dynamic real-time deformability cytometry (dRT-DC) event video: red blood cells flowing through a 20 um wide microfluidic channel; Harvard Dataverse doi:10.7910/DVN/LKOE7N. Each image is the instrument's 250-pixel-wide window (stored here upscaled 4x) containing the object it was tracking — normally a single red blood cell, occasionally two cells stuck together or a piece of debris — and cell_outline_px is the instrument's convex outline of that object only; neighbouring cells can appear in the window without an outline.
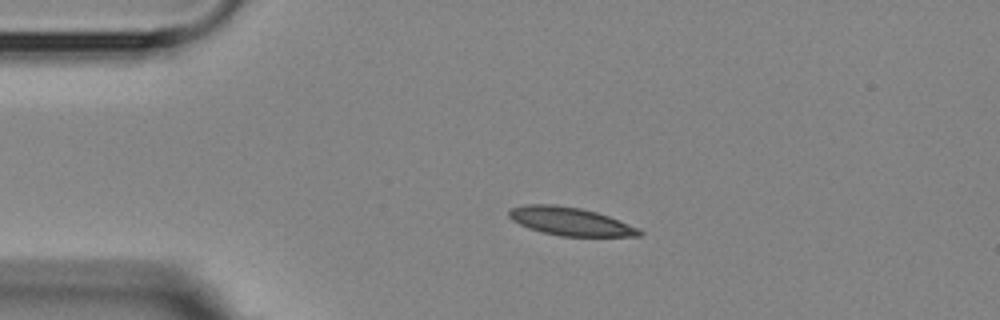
{"species": "Egyptian fruit bat (a non-hibernating species)", "species_latin": "Rousettus aegyptiacus", "temperature_condition": "room temperature", "stored_images_in_passage": 3, "camera_frame_rate_fps": 3000, "um_per_image_px": 0.085, "animal": {"sex": "female"}, "frame": {"image": 1, "passage_image": 1, "time_ms": 0.0, "image_size_px": [1000, 320], "cell_outline_px": [[644, 232], [640, 236], [560, 236], [528, 228], [512, 220], [508, 216], [508, 212], [512, 208], [524, 204], [556, 204], [580, 208], [596, 212], [608, 216], [640, 228]], "centroid_in_image_um": [48.48, 18.81], "position_along_channel_um": 36.5, "area_um2": 21.39}}
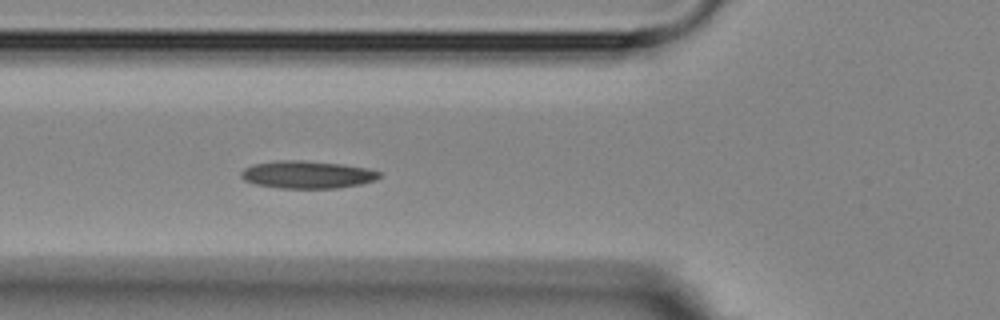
{"frame": {"image": 2, "passage_image": 3, "time_ms": 2.667, "image_size_px": [1000, 320], "cell_outline_px": [[380, 176], [376, 180], [360, 184], [336, 188], [280, 188], [256, 184], [244, 180], [240, 176], [240, 172], [244, 168], [252, 164], [276, 160], [304, 160], [340, 164], [368, 168], [380, 172]], "centroid_in_image_um": [26.08, 14.83], "position_along_channel_um": 99.7, "area_um2": 22.25}}